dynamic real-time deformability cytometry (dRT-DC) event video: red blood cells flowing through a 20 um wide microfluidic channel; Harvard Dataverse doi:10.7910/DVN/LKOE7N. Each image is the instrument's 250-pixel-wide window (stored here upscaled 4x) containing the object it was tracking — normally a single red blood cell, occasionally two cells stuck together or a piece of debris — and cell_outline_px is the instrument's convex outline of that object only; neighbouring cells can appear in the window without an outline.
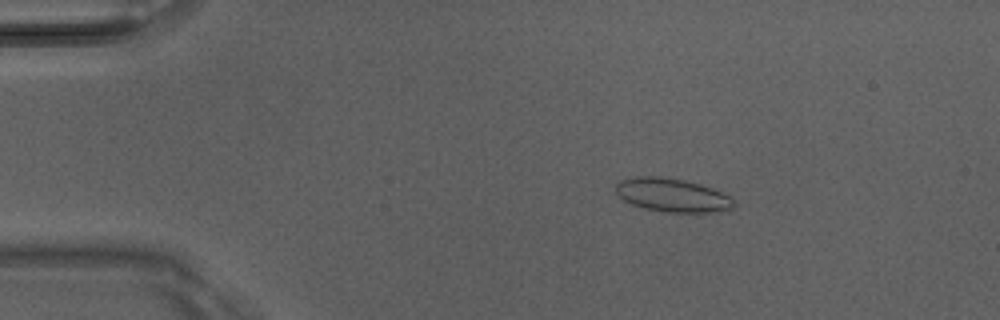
{"species": "Egyptian fruit bat (a non-hibernating species)", "species_latin": "Rousettus aegyptiacus", "temperature_condition": "room temperature", "stored_images_in_passage": 6, "camera_frame_rate_fps": 3000, "um_per_image_px": 0.085, "animal": {"sex": "male"}, "frame": {"image": 1, "passage_image": 3, "time_ms": 0.667, "image_size_px": [1000, 320], "cell_outline_px": [[736, 204], [728, 212], [668, 212], [644, 208], [632, 204], [624, 200], [616, 192], [616, 184], [620, 180], [640, 176], [656, 176], [684, 180], [700, 184], [712, 188], [732, 196]], "centroid_in_image_um": [57.22, 16.6], "position_along_channel_um": 27.8, "area_um2": 23.18}}